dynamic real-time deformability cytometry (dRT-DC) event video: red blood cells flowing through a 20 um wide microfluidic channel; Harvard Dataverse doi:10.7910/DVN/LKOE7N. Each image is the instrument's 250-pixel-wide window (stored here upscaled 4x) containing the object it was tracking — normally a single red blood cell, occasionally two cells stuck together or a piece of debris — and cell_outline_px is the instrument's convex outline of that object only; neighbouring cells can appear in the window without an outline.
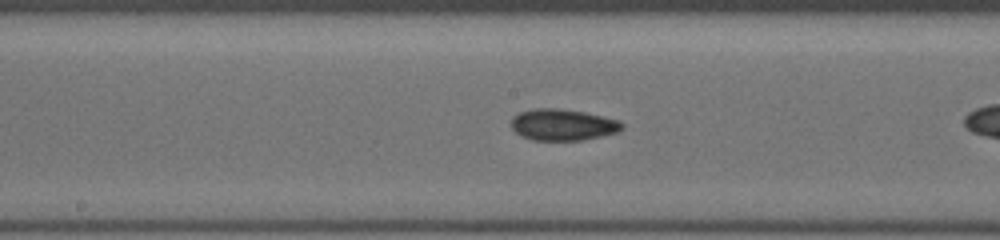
{"species": "common noctule bat (a hibernating species)", "species_latin": "Nyctalus noctula", "temperature_condition": "cold", "stored_images_in_passage": 26, "camera_frame_rate_fps": 3000, "um_per_image_px": 0.085, "animal": {"sex": "female", "body_mass_g": 19.5, "forearm_length_mm": 54.1}, "frame": {"image": 1, "passage_image": 12, "time_ms": 3.667, "image_size_px": [1000, 240], "cell_outline_px": [[624, 128], [616, 132], [584, 140], [532, 140], [520, 136], [512, 128], [512, 116], [520, 112], [532, 108], [560, 108], [584, 112], [604, 116], [620, 120], [624, 124]], "centroid_in_image_um": [47.84, 10.59], "position_along_channel_um": 200.4, "area_um2": 20.46}}
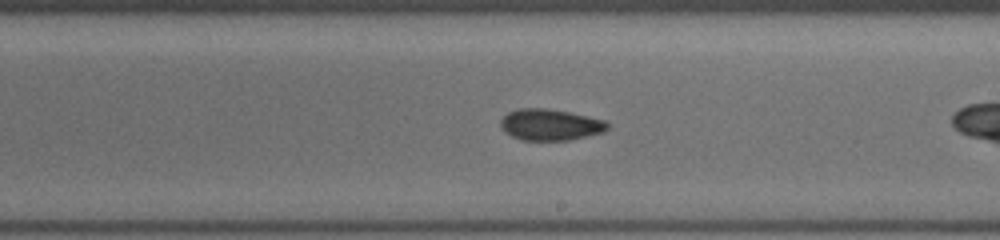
{"frame": {"image": 2, "passage_image": 15, "time_ms": 4.667, "image_size_px": [1000, 240], "cell_outline_px": [[608, 128], [604, 132], [568, 140], [520, 140], [504, 132], [500, 124], [500, 120], [508, 112], [516, 108], [544, 108], [568, 112], [604, 120], [608, 124]], "centroid_in_image_um": [46.73, 10.6], "position_along_channel_um": 242.3, "area_um2": 19.42}}